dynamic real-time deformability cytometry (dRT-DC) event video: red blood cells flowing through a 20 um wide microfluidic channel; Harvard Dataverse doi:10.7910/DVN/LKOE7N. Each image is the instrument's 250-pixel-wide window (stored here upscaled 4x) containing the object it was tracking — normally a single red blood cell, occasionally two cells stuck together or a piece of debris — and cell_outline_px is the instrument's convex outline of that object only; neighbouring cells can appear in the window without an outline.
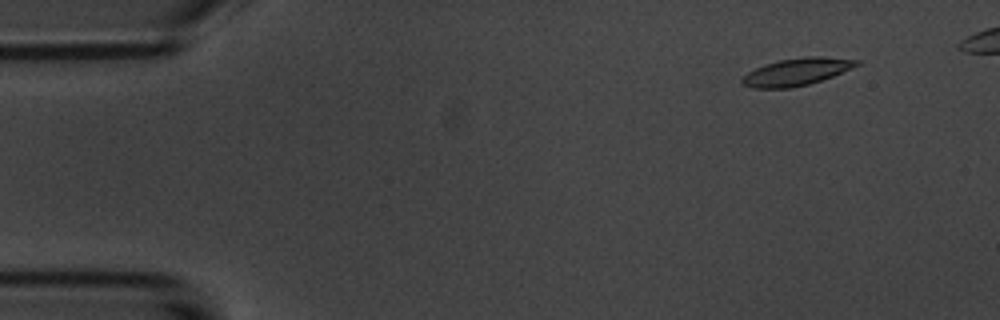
{"species": "common noctule bat (a hibernating species)", "species_latin": "Nyctalus noctula", "temperature_condition": "room temperature", "stored_images_in_passage": 5, "camera_frame_rate_fps": 3000, "um_per_image_px": 0.085, "animal": {"sex": "male", "body_mass_g": 20.1, "forearm_length_mm": 53.5}, "frame": {"image": 1, "passage_image": 1, "time_ms": 0.0, "image_size_px": [1000, 320], "cell_outline_px": [[864, 60], [860, 64], [832, 76], [808, 84], [792, 88], [752, 88], [744, 84], [740, 80], [748, 72], [764, 64], [780, 60], [812, 56], [816, 56]], "centroid_in_image_um": [67.72, 6.1], "position_along_channel_um": 17.3, "area_um2": 17.98}}